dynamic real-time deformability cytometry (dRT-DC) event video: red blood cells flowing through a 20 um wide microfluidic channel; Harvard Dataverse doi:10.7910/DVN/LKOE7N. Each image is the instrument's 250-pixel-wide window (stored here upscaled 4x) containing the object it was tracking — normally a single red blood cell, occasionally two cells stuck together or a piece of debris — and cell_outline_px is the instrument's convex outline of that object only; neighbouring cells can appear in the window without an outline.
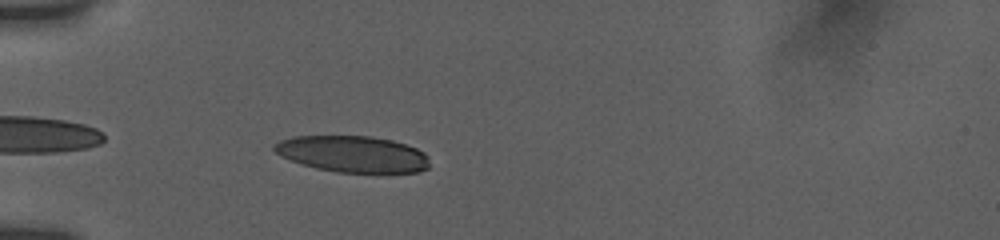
{"species": "human", "species_latin": "Homo sapiens", "temperature_condition": "room temperature", "stored_images_in_passage": 37, "segment_of_instrument_passage": [2, 2], "camera_frame_rate_fps": 3000, "um_per_image_px": 0.085, "donor": {"sex": "female"}, "frame": {"image": 1, "passage_image": 15, "time_ms": 5.333, "image_size_px": [1000, 240], "cell_outline_px": [[428, 168], [420, 172], [336, 172], [316, 168], [280, 156], [272, 148], [272, 144], [280, 140], [292, 136], [372, 136], [392, 140], [416, 148], [424, 152], [428, 156]], "centroid_in_image_um": [29.96, 13.08], "position_along_channel_um": 55.0, "area_um2": 32.89}}
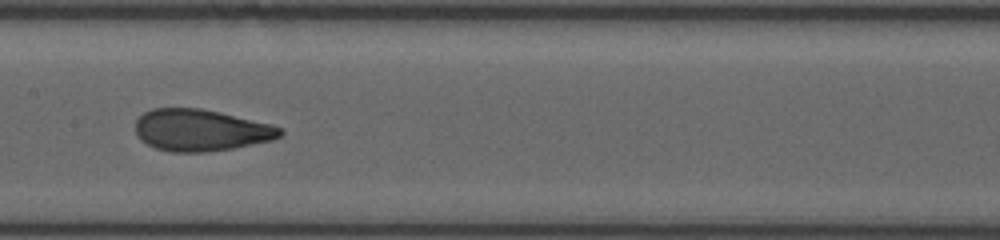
{"frame": {"image": 2, "passage_image": 26, "time_ms": 9.333, "image_size_px": [1000, 240], "cell_outline_px": [[284, 136], [272, 140], [232, 148], [208, 152], [172, 152], [156, 148], [140, 140], [136, 136], [136, 120], [144, 112], [152, 108], [200, 108], [220, 112], [284, 128]], "centroid_in_image_um": [17.06, 11.07], "position_along_channel_um": 190.3, "area_um2": 35.2}}
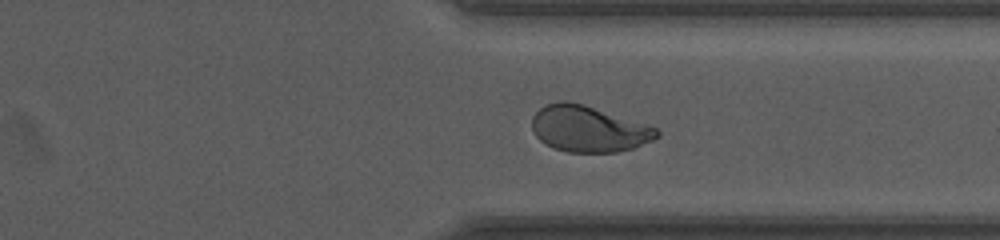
{"frame": {"image": 3, "passage_image": 35, "time_ms": 12.667, "image_size_px": [1000, 240], "cell_outline_px": [[660, 136], [652, 140], [632, 148], [616, 152], [568, 152], [552, 148], [540, 140], [536, 136], [532, 128], [532, 116], [540, 108], [548, 104], [560, 100], [564, 100], [584, 104], [656, 128], [660, 132]], "centroid_in_image_um": [49.99, 10.96], "position_along_channel_um": 361.4, "area_um2": 33.29}}